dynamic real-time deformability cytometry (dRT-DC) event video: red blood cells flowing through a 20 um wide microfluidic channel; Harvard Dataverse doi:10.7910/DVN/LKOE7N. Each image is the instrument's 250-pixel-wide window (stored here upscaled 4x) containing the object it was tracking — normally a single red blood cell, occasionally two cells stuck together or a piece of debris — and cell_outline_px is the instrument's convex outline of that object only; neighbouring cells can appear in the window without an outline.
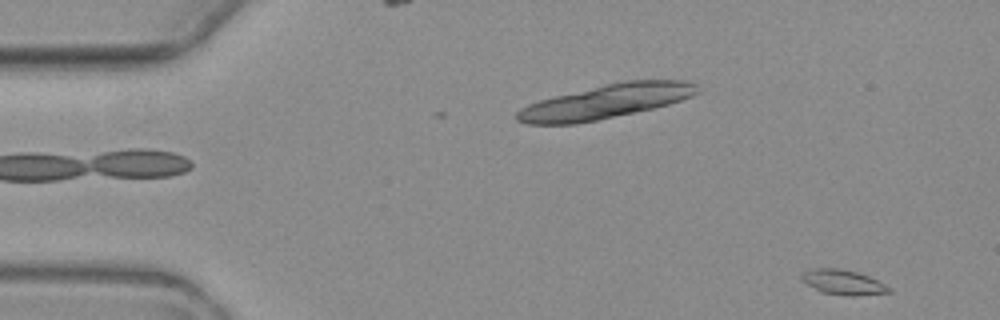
{"species": "common noctule bat (a hibernating species)", "species_latin": "Nyctalus noctula", "temperature_condition": "warm", "stored_images_in_passage": 4, "camera_frame_rate_fps": 3000, "um_per_image_px": 0.085, "animal": {"sex": "female", "body_mass_g": 19.3, "forearm_length_mm": 54.1}, "frame": {"image": 1, "passage_image": 1, "time_ms": 0.0, "image_size_px": [1000, 320], "cell_outline_px": [[892, 292], [852, 296], [820, 292], [808, 284], [800, 276], [808, 268], [840, 268], [856, 272], [868, 276], [892, 288]], "centroid_in_image_um": [71.66, 23.98], "position_along_channel_um": 13.3, "area_um2": 12.54}}
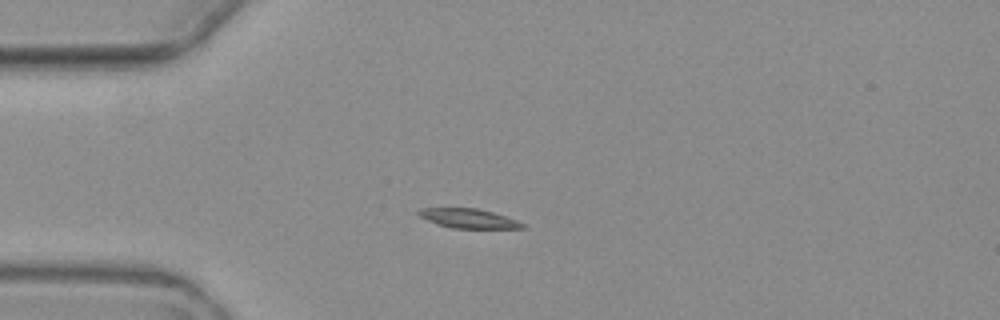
{"frame": {"image": 2, "passage_image": 4, "time_ms": 3.667, "image_size_px": [1000, 320], "cell_outline_px": [[528, 228], [452, 228], [436, 224], [420, 216], [416, 212], [420, 208], [476, 208], [492, 212], [516, 220], [524, 224]], "centroid_in_image_um": [39.8, 18.57], "position_along_channel_um": 45.2, "area_um2": 11.62}}